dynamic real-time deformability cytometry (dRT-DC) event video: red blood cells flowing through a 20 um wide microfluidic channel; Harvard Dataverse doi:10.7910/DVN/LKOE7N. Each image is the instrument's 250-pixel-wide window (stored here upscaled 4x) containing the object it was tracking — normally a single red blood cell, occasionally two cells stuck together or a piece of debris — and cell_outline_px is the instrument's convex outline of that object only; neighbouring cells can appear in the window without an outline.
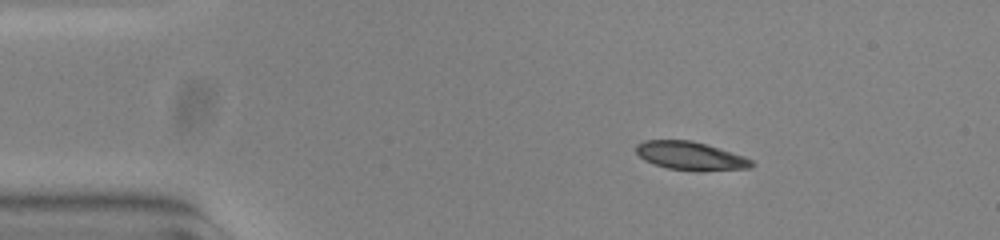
{"species": "common noctule bat (a hibernating species)", "species_latin": "Nyctalus noctula", "temperature_condition": "warm", "stored_images_in_passage": 53, "camera_frame_rate_fps": 3000, "um_per_image_px": 0.085, "animal": {"sex": "female", "body_mass_g": 23.0, "forearm_length_mm": 53.4}, "frame": {"image": 1, "passage_image": 8, "time_ms": 2.333, "image_size_px": [1000, 240], "cell_outline_px": [[756, 164], [748, 168], [668, 168], [644, 160], [636, 152], [636, 144], [644, 140], [692, 140], [744, 156], [752, 160]], "centroid_in_image_um": [58.62, 13.18], "position_along_channel_um": 26.4, "area_um2": 17.98}}
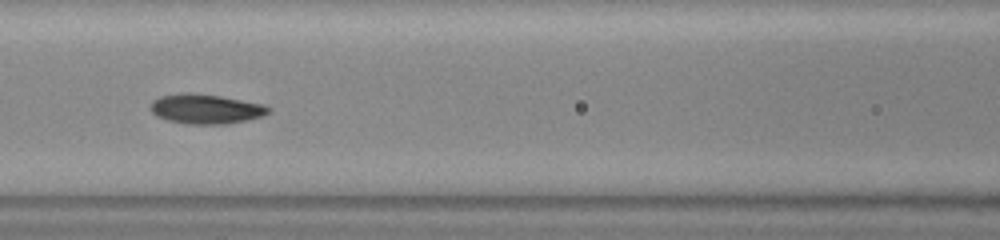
{"frame": {"image": 2, "passage_image": 23, "time_ms": 7.333, "image_size_px": [1000, 240], "cell_outline_px": [[268, 112], [260, 116], [228, 124], [192, 124], [168, 120], [156, 116], [152, 112], [152, 100], [160, 96], [184, 92], [192, 92], [220, 96], [264, 104], [268, 108]], "centroid_in_image_um": [17.45, 9.24], "position_along_channel_um": 149.1, "area_um2": 20.11}}
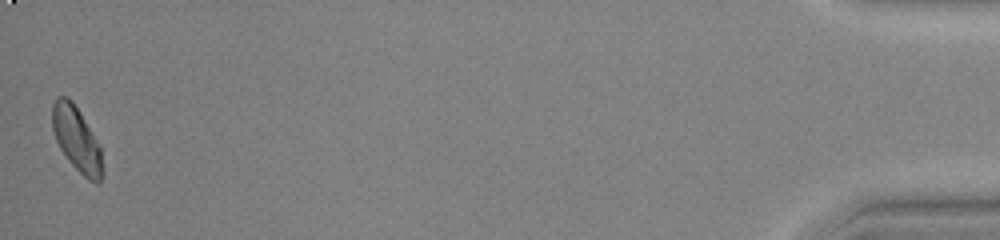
{"frame": {"image": 3, "passage_image": 53, "time_ms": 17.333, "image_size_px": [1000, 240], "cell_outline_px": [[104, 176], [100, 184], [96, 184], [88, 180], [68, 160], [60, 148], [56, 140], [52, 128], [52, 104], [56, 96], [68, 96], [72, 100], [80, 112], [100, 148]], "centroid_in_image_um": [6.51, 11.84], "position_along_channel_um": 428.7, "area_um2": 18.9}, "authors_computed_cell_mechanics": {"area_um2": 19.1318, "velocity_mm_per_s": 3.7686, "shape_relaxation_time_tau1_ms": 2.6825, "shape_relaxation_time_tau2_ms": 2.9351, "deformation_change_tau1": 0.133, "deformation_change_tau2": 0.0804}}